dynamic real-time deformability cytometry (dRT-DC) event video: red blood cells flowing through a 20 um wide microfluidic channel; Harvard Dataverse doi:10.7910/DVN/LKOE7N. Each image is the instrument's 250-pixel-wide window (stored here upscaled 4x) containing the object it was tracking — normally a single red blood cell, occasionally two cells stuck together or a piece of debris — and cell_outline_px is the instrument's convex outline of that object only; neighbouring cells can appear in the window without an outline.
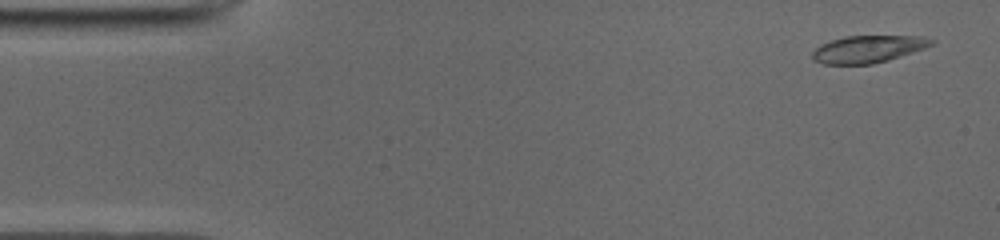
{"species": "common noctule bat (a hibernating species)", "species_latin": "Nyctalus noctula", "temperature_condition": "cold", "stored_images_in_passage": 49, "camera_frame_rate_fps": 3000, "um_per_image_px": 0.085, "animal": {"sex": "male", "body_mass_g": 19.0, "forearm_length_mm": 50.8}, "frame": {"image": 1, "passage_image": 1, "time_ms": 0.0, "image_size_px": [1000, 240], "cell_outline_px": [[936, 40], [932, 44], [924, 48], [888, 60], [872, 64], [824, 64], [812, 60], [812, 52], [820, 44], [832, 40], [848, 36], [924, 36]], "centroid_in_image_um": [73.77, 4.17], "position_along_channel_um": 11.2, "area_um2": 18.79}}
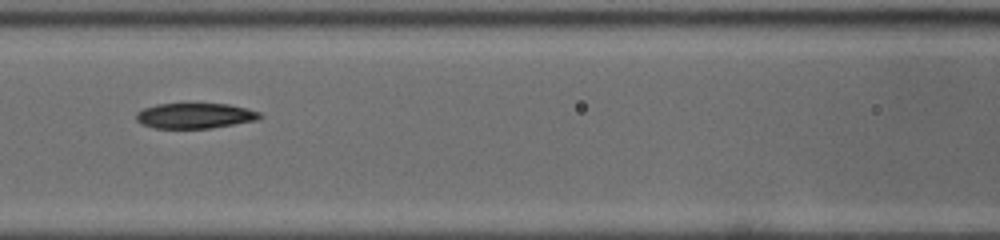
{"frame": {"image": 2, "passage_image": 20, "time_ms": 6.333, "image_size_px": [1000, 240], "cell_outline_px": [[264, 116], [256, 120], [208, 128], [156, 128], [144, 124], [136, 120], [136, 112], [144, 108], [156, 104], [228, 104], [248, 108], [260, 112]], "centroid_in_image_um": [16.58, 9.83], "position_along_channel_um": 150.0, "area_um2": 18.09}}
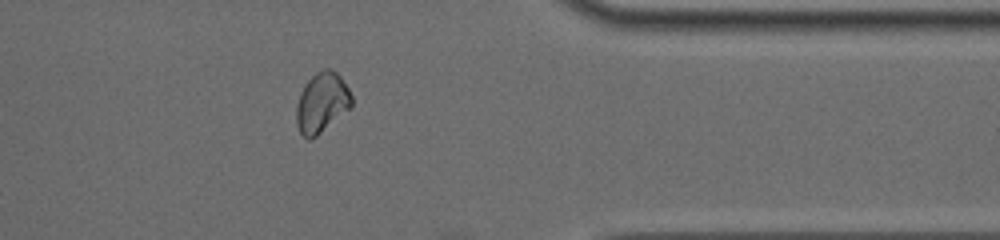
{"frame": {"image": 3, "passage_image": 39, "time_ms": 12.667, "image_size_px": [1000, 240], "cell_outline_px": [[352, 108], [316, 136], [308, 140], [300, 132], [296, 124], [296, 104], [300, 92], [304, 84], [316, 72], [324, 68], [332, 68], [340, 76], [348, 88], [352, 96]], "centroid_in_image_um": [27.36, 8.71], "position_along_channel_um": 384.0, "area_um2": 19.59}, "authors_computed_cell_mechanics": {"area_um2": 19.0162, "velocity_mm_per_s": 3.9378, "shape_relaxation_time_tau1_ms": null, "shape_relaxation_time_tau2_ms": 6.7584, "deformation_change_tau1": null, "deformation_change_tau2": 0.1213}}